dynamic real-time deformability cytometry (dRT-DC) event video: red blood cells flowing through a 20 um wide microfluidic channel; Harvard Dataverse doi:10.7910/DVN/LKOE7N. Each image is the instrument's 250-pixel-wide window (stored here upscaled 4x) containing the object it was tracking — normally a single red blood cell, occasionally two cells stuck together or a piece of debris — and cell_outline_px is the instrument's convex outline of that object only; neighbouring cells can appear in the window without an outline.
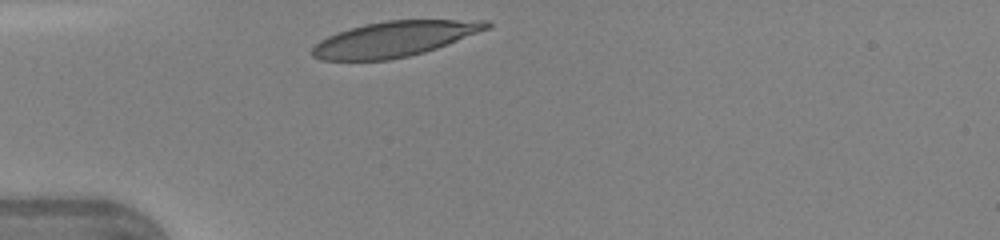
{"species": "human", "species_latin": "Homo sapiens", "temperature_condition": "warm", "stored_images_in_passage": 26, "camera_frame_rate_fps": 3000, "um_per_image_px": 0.085, "donor": {"sex": "female"}, "frame": {"image": 1, "passage_image": 1, "time_ms": 0.0, "image_size_px": [1000, 240], "cell_outline_px": [[492, 24], [488, 28], [448, 44], [424, 52], [408, 56], [388, 60], [320, 60], [312, 56], [312, 48], [320, 40], [328, 36], [348, 28], [364, 24], [388, 20], [488, 20]], "centroid_in_image_um": [33.5, 3.31], "position_along_channel_um": 51.5, "area_um2": 35.66}}
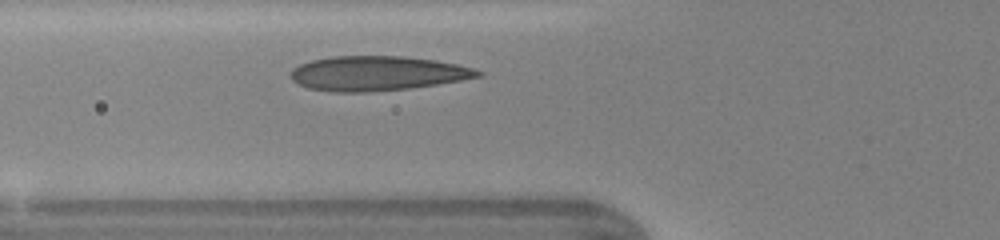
{"frame": {"image": 2, "passage_image": 5, "time_ms": 1.333, "image_size_px": [1000, 240], "cell_outline_px": [[484, 76], [412, 88], [368, 92], [336, 92], [308, 88], [292, 80], [288, 76], [292, 68], [300, 64], [312, 60], [328, 56], [404, 56], [436, 60], [456, 64], [472, 68], [484, 72]], "centroid_in_image_um": [32.05, 6.23], "position_along_channel_um": 93.8, "area_um2": 37.92}}
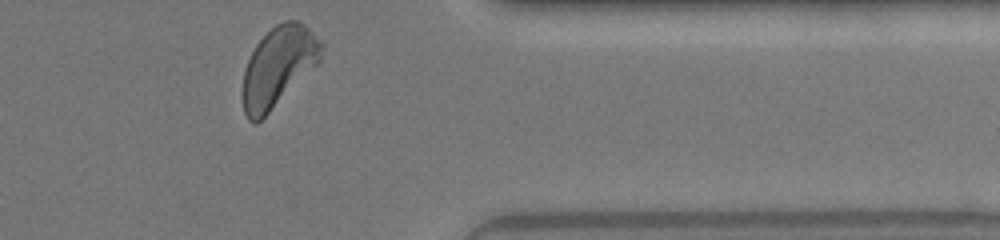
{"frame": {"image": 3, "passage_image": 26, "time_ms": 8.333, "image_size_px": [1000, 240], "cell_outline_px": [[324, 48], [320, 60], [256, 124], [252, 124], [248, 120], [244, 112], [240, 92], [244, 68], [256, 44], [276, 24], [284, 20], [300, 20], [324, 44]], "centroid_in_image_um": [23.61, 5.65], "position_along_channel_um": 387.8, "area_um2": 36.3}, "authors_computed_cell_mechanics": {"area_um2": 36.8475, "velocity_mm_per_s": 4.333, "shape_relaxation_time_tau1_ms": 2.6485, "shape_relaxation_time_tau2_ms": 0.7254, "deformation_change_tau1": 0.1652, "deformation_change_tau2": 0.0641}}